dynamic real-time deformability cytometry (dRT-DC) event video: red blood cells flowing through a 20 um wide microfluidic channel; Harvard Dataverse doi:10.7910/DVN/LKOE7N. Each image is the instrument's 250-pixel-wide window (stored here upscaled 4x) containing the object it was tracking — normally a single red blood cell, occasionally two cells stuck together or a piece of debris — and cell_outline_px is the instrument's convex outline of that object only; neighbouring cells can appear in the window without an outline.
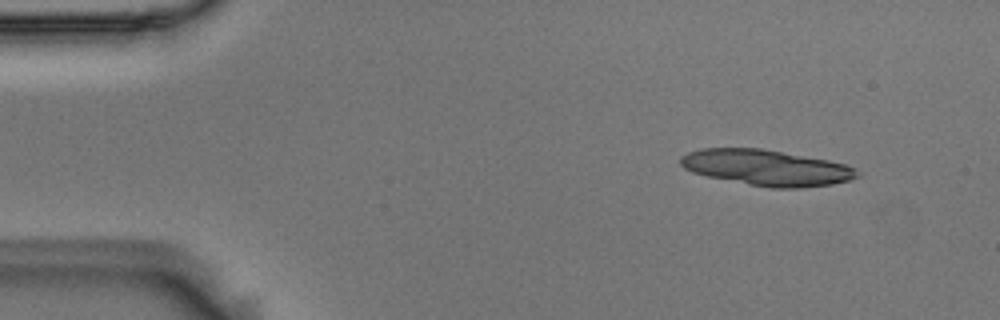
{"species": "Egyptian fruit bat (a non-hibernating species)", "species_latin": "Rousettus aegyptiacus", "temperature_condition": "room temperature", "stored_images_in_passage": 5, "camera_frame_rate_fps": 3000, "um_per_image_px": 0.085, "animal": {"sex": "male"}, "frame": {"image": 1, "passage_image": 1, "time_ms": 0.0, "image_size_px": [1000, 320], "cell_outline_px": [[860, 176], [848, 180], [832, 184], [800, 188], [772, 188], [708, 176], [692, 172], [684, 168], [680, 164], [680, 156], [688, 152], [700, 148], [760, 148], [828, 160], [844, 164], [856, 168], [860, 172]], "centroid_in_image_um": [65.16, 14.24], "position_along_channel_um": 19.8, "area_um2": 36.65}}